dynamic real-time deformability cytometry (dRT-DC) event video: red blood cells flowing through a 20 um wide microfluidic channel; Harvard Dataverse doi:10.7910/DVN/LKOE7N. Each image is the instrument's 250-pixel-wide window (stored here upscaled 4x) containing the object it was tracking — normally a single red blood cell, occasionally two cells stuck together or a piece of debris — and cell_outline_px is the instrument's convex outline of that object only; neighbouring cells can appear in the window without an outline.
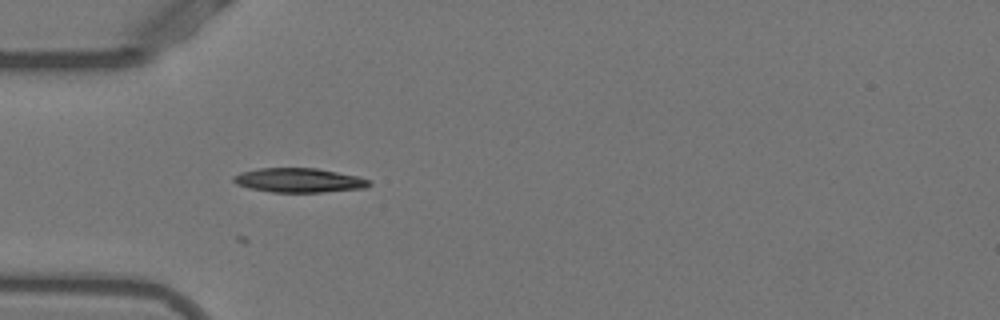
{"species": "Egyptian fruit bat (a non-hibernating species)", "species_latin": "Rousettus aegyptiacus", "temperature_condition": "warm", "stored_images_in_passage": 18, "camera_frame_rate_fps": 3000, "um_per_image_px": 0.085, "animal": {"sex": "female"}, "frame": {"image": 1, "passage_image": 2, "time_ms": 0.333, "image_size_px": [1000, 320], "cell_outline_px": [[372, 184], [364, 188], [320, 192], [272, 192], [252, 188], [236, 184], [232, 180], [232, 176], [240, 172], [260, 168], [316, 168], [356, 176], [372, 180]], "centroid_in_image_um": [25.4, 15.32], "position_along_channel_um": 59.6, "area_um2": 19.07}}
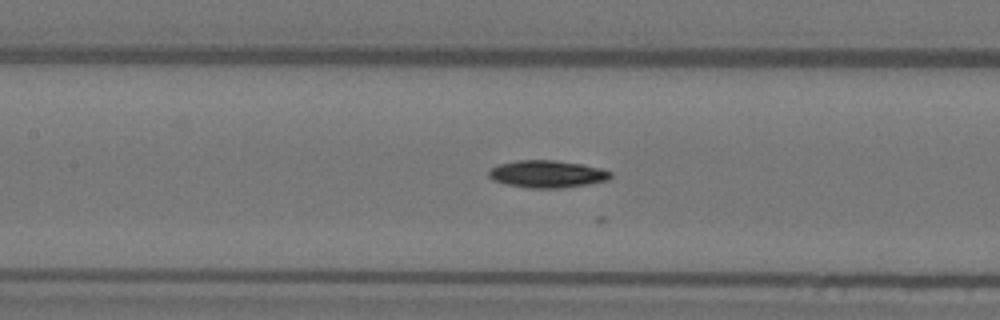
{"frame": {"image": 2, "passage_image": 10, "time_ms": 3.0, "image_size_px": [1000, 320], "cell_outline_px": [[612, 176], [608, 180], [588, 184], [560, 188], [528, 188], [504, 184], [492, 180], [488, 176], [488, 172], [496, 164], [516, 160], [556, 160], [580, 164], [600, 168], [612, 172]], "centroid_in_image_um": [46.47, 14.79], "position_along_channel_um": 160.9, "area_um2": 19.54}}
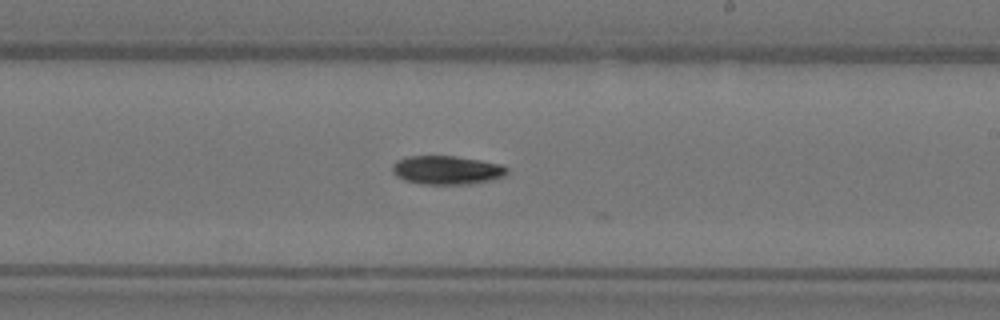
{"frame": {"image": 3, "passage_image": 17, "time_ms": 5.333, "image_size_px": [1000, 320], "cell_outline_px": [[508, 172], [504, 176], [488, 180], [468, 184], [424, 184], [404, 180], [396, 176], [392, 172], [392, 164], [396, 160], [408, 156], [456, 156], [480, 160], [500, 164], [508, 168]], "centroid_in_image_um": [37.94, 14.45], "position_along_channel_um": 251.1, "area_um2": 19.13}}